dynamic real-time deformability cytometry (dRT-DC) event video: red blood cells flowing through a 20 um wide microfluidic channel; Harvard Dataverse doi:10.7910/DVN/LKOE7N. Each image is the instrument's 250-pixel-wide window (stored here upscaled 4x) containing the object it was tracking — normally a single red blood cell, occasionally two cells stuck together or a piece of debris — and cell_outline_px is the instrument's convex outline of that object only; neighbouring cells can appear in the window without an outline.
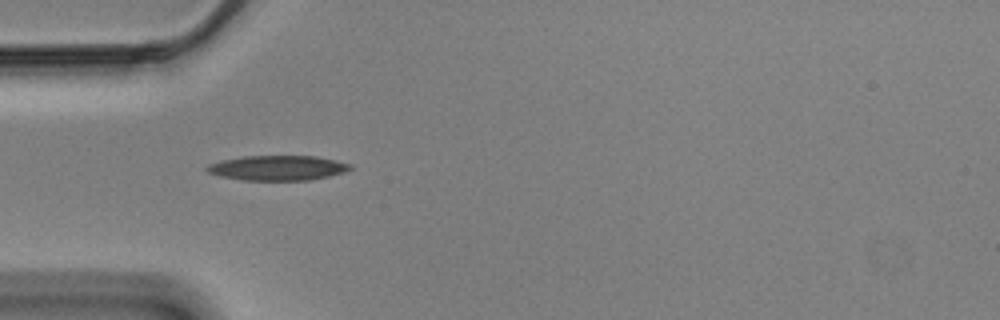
{"species": "Egyptian fruit bat (a non-hibernating species)", "species_latin": "Rousettus aegyptiacus", "temperature_condition": "cold", "stored_images_in_passage": 41, "camera_frame_rate_fps": 3000, "um_per_image_px": 0.085, "animal": {"sex": "male"}, "frame": {"image": 1, "passage_image": 1, "time_ms": 0.0, "image_size_px": [1000, 320], "cell_outline_px": [[352, 168], [344, 172], [328, 176], [308, 180], [244, 180], [220, 176], [208, 172], [204, 168], [208, 164], [220, 160], [244, 156], [316, 156], [336, 160], [352, 164]], "centroid_in_image_um": [23.58, 14.26], "position_along_channel_um": 61.4, "area_um2": 20.81}}
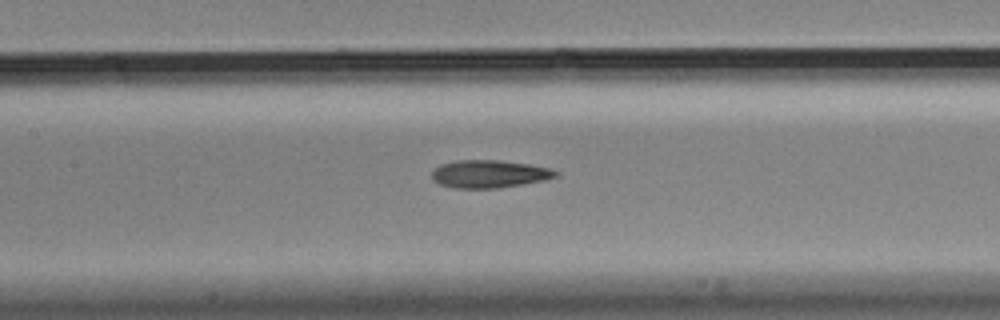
{"frame": {"image": 2, "passage_image": 10, "time_ms": 3.0, "image_size_px": [1000, 320], "cell_outline_px": [[560, 172], [556, 176], [544, 180], [524, 184], [496, 188], [452, 188], [440, 184], [432, 180], [432, 172], [440, 164], [456, 160], [500, 160], [528, 164], [552, 168]], "centroid_in_image_um": [41.59, 14.78], "position_along_channel_um": 165.8, "area_um2": 20.11}}
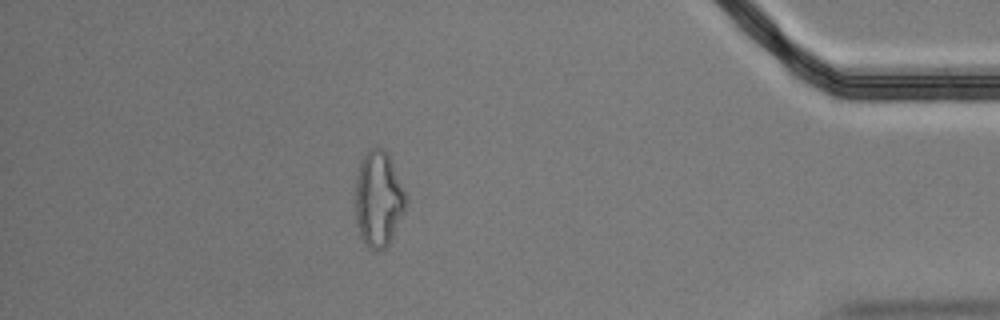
{"frame": {"image": 3, "passage_image": 34, "time_ms": 11.0, "image_size_px": [1000, 320], "cell_outline_px": [[408, 204], [388, 244], [384, 248], [376, 252], [372, 252], [364, 244], [360, 236], [356, 220], [356, 176], [360, 164], [368, 148], [380, 148], [388, 156], [408, 196]], "centroid_in_image_um": [32.17, 16.97], "position_along_channel_um": 403.0, "area_um2": 28.09}, "authors_computed_cell_mechanics": {"area_um2": 20.808, "velocity_mm_per_s": 3.5, "shape_relaxation_time_tau1_ms": null, "shape_relaxation_time_tau2_ms": 2.6371, "deformation_change_tau1": null, "deformation_change_tau2": 0.1242}}